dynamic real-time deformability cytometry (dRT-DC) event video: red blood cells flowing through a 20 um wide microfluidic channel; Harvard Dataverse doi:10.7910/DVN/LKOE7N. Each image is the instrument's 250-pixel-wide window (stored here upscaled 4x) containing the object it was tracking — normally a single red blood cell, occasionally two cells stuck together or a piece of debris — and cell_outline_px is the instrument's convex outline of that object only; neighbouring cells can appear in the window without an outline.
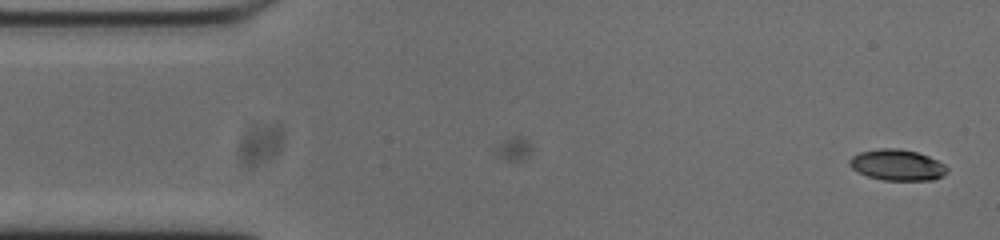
{"species": "common noctule bat (a hibernating species)", "species_latin": "Nyctalus noctula", "temperature_condition": "cold", "stored_images_in_passage": 54, "camera_frame_rate_fps": 3000, "um_per_image_px": 0.085, "animal": {"sex": "male", "body_mass_g": 20.0, "forearm_length_mm": 53.3}, "frame": {"image": 1, "passage_image": 1, "time_ms": 0.0, "image_size_px": [1000, 240], "cell_outline_px": [[948, 172], [932, 180], [884, 180], [868, 176], [852, 168], [848, 164], [848, 160], [852, 156], [860, 152], [880, 148], [900, 148], [916, 152], [928, 156], [944, 164], [948, 168]], "centroid_in_image_um": [76.25, 14.01], "position_along_channel_um": 8.7, "area_um2": 17.51}}
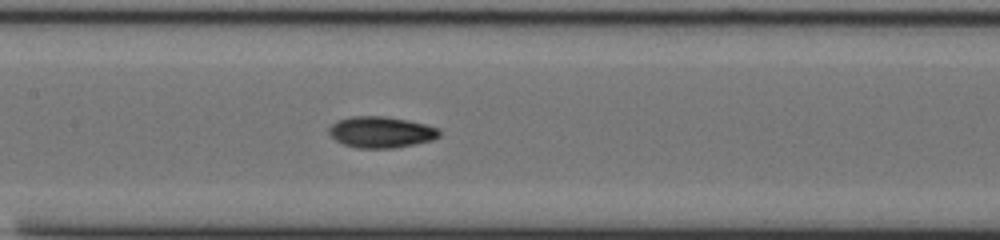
{"frame": {"image": 2, "passage_image": 23, "time_ms": 7.333, "image_size_px": [1000, 240], "cell_outline_px": [[440, 136], [432, 140], [392, 148], [356, 148], [344, 144], [336, 140], [328, 132], [328, 128], [336, 120], [352, 116], [384, 116], [408, 120], [440, 128]], "centroid_in_image_um": [32.38, 11.22], "position_along_channel_um": 175.0, "area_um2": 20.06}}
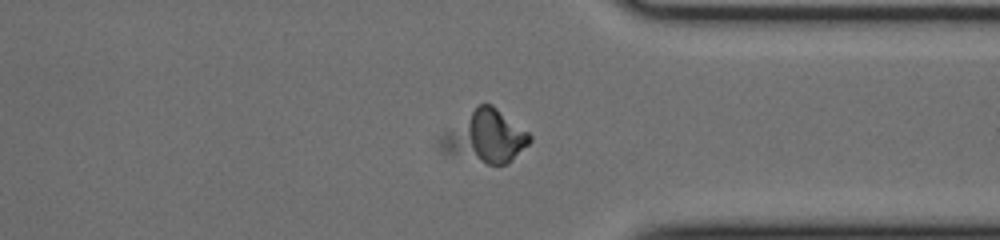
{"frame": {"image": 3, "passage_image": 39, "time_ms": 12.667, "image_size_px": [1000, 240], "cell_outline_px": [[532, 140], [508, 164], [488, 164], [452, 156], [440, 152], [440, 136], [444, 132], [480, 104], [492, 104], [528, 132], [532, 136]], "centroid_in_image_um": [41.24, 11.65], "position_along_channel_um": 370.2, "area_um2": 26.88}}